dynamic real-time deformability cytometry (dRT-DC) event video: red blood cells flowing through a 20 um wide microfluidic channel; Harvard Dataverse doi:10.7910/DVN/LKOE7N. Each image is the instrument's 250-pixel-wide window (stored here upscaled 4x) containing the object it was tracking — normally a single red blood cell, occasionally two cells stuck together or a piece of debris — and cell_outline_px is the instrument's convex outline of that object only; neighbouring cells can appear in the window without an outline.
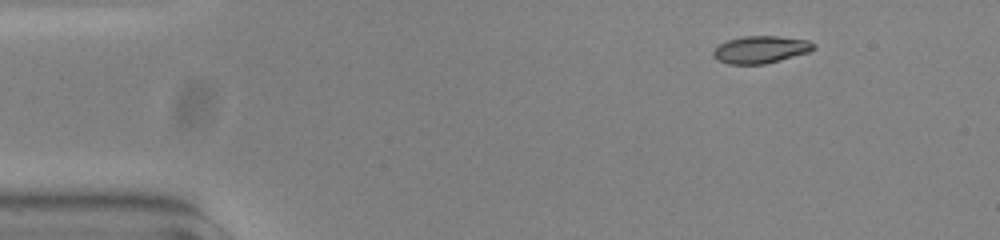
{"species": "common noctule bat (a hibernating species)", "species_latin": "Nyctalus noctula", "temperature_condition": "warm", "stored_images_in_passage": 48, "camera_frame_rate_fps": 3000, "um_per_image_px": 0.085, "animal": {"sex": "female", "body_mass_g": 23.0, "forearm_length_mm": 53.4}, "frame": {"image": 1, "passage_image": 1, "time_ms": 0.0, "image_size_px": [1000, 240], "cell_outline_px": [[816, 48], [808, 52], [780, 60], [764, 64], [728, 64], [716, 60], [712, 56], [712, 52], [720, 44], [728, 40], [744, 36], [776, 36], [808, 40], [816, 44]], "centroid_in_image_um": [64.65, 4.22], "position_along_channel_um": 20.4, "area_um2": 15.95}}
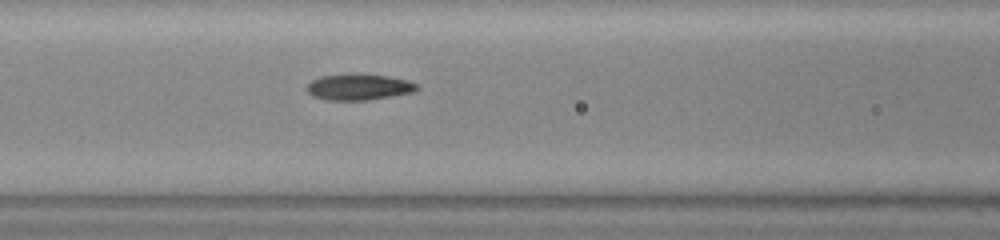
{"frame": {"image": 2, "passage_image": 17, "time_ms": 5.333, "image_size_px": [1000, 240], "cell_outline_px": [[420, 88], [412, 92], [368, 100], [324, 100], [312, 96], [308, 92], [308, 84], [312, 80], [320, 76], [348, 72], [352, 72], [388, 76], [408, 80], [420, 84]], "centroid_in_image_um": [30.5, 7.37], "position_along_channel_um": 136.1, "area_um2": 17.17}}
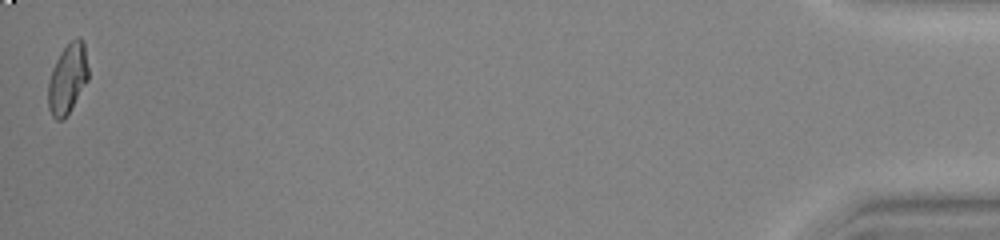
{"frame": {"image": 3, "passage_image": 48, "time_ms": 15.667, "image_size_px": [1000, 240], "cell_outline_px": [[88, 80], [64, 120], [56, 120], [52, 116], [48, 108], [48, 80], [52, 68], [60, 52], [76, 36], [80, 36], [84, 40], [88, 68]], "centroid_in_image_um": [5.74, 6.67], "position_along_channel_um": 429.5, "area_um2": 16.53}, "authors_computed_cell_mechanics": {"area_um2": 16.6464, "velocity_mm_per_s": 3.7982, "shape_relaxation_time_tau1_ms": 5.4346, "shape_relaxation_time_tau2_ms": 2.0347, "deformation_change_tau1": 0.2052, "deformation_change_tau2": 0.0631}}